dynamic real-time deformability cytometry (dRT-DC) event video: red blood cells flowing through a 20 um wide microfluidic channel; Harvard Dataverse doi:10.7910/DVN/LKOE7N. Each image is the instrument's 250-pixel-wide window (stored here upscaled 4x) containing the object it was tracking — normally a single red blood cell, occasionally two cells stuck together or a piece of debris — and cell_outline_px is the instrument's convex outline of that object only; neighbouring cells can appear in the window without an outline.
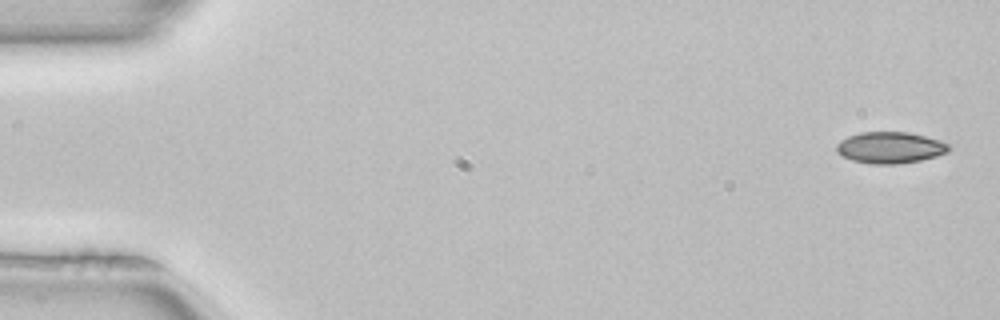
{"species": "common noctule bat (a hibernating species)", "species_latin": "Nyctalus noctula", "temperature_condition": "room temperature", "stored_images_in_passage": 8, "camera_frame_rate_fps": 3000, "um_per_image_px": 0.085, "animal": {"sex": "female", "body_mass_g": 22.7, "forearm_length_mm": 54.2}, "frame": {"image": 1, "passage_image": 1, "time_ms": 0.0, "image_size_px": [1000, 320], "cell_outline_px": [[952, 148], [948, 152], [936, 156], [920, 160], [896, 164], [868, 164], [852, 160], [836, 152], [836, 144], [840, 140], [848, 136], [860, 132], [908, 132], [940, 140], [948, 144]], "centroid_in_image_um": [75.65, 12.54], "position_along_channel_um": 9.4, "area_um2": 20.63}}
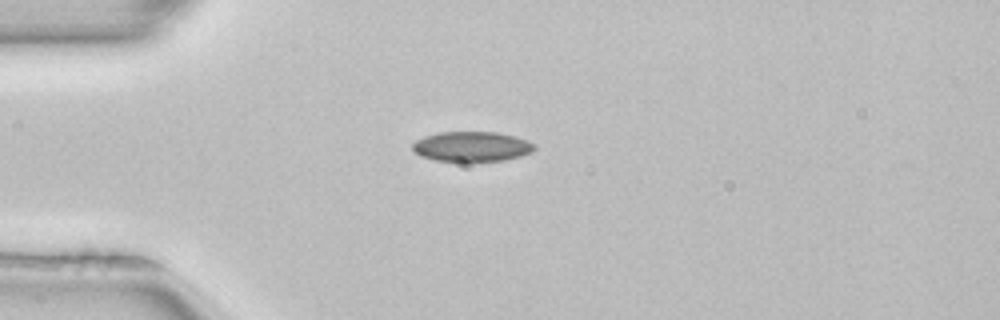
{"frame": {"image": 2, "passage_image": 7, "time_ms": 2.0, "image_size_px": [1000, 320], "cell_outline_px": [[536, 148], [532, 152], [520, 156], [504, 160], [436, 160], [420, 156], [412, 148], [412, 144], [416, 140], [424, 136], [440, 132], [496, 132], [528, 140], [536, 144]], "centroid_in_image_um": [40.12, 12.44], "position_along_channel_um": 44.9, "area_um2": 20.98}}